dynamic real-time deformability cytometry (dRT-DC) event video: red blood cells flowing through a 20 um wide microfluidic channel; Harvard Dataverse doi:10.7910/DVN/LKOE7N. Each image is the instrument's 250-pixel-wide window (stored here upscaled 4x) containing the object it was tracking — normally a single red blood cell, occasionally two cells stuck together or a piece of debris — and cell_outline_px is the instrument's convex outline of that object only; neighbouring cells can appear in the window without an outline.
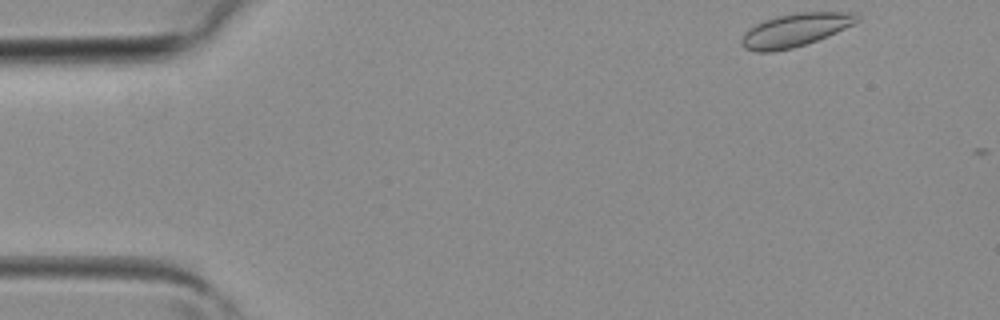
{"species": "common noctule bat (a hibernating species)", "species_latin": "Nyctalus noctula", "temperature_condition": "room temperature", "stored_images_in_passage": 3, "segment_of_instrument_passage": [2, 2], "camera_frame_rate_fps": 3000, "um_per_image_px": 0.085, "animal": {"sex": "female", "body_mass_g": 19.3, "forearm_length_mm": 54.1}, "frame": {"image": 1, "passage_image": 3, "time_ms": 0.667, "image_size_px": [1000, 320], "cell_outline_px": [[860, 20], [856, 24], [816, 40], [792, 48], [772, 52], [756, 52], [744, 48], [740, 44], [740, 40], [744, 32], [756, 24], [764, 20], [776, 16], [796, 12], [852, 12], [860, 16]], "centroid_in_image_um": [67.58, 2.55], "position_along_channel_um": 17.4, "area_um2": 22.43}}